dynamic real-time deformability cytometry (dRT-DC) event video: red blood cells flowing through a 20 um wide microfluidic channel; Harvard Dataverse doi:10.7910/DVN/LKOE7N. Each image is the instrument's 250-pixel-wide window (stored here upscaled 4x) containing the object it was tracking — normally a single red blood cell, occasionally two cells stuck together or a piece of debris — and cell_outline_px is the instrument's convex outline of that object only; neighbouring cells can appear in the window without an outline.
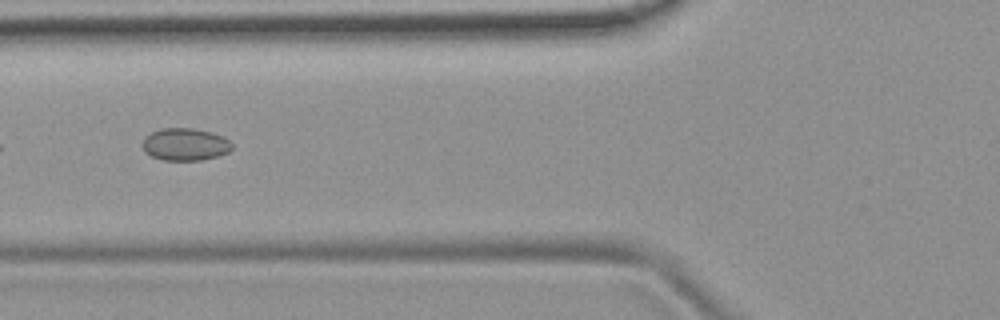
{"species": "common noctule bat (a hibernating species)", "species_latin": "Nyctalus noctula", "temperature_condition": "room temperature", "stored_images_in_passage": 8, "camera_frame_rate_fps": 3000, "um_per_image_px": 0.085, "animal": {"sex": "female", "body_mass_g": 19.9}, "frame": {"image": 1, "passage_image": 5, "time_ms": 1.333, "image_size_px": [1000, 320], "cell_outline_px": [[232, 148], [228, 152], [216, 156], [200, 160], [164, 160], [152, 156], [144, 152], [144, 136], [160, 128], [192, 128], [212, 132], [224, 136], [232, 144]], "centroid_in_image_um": [15.74, 12.26], "position_along_channel_um": 110.1, "area_um2": 16.82}}
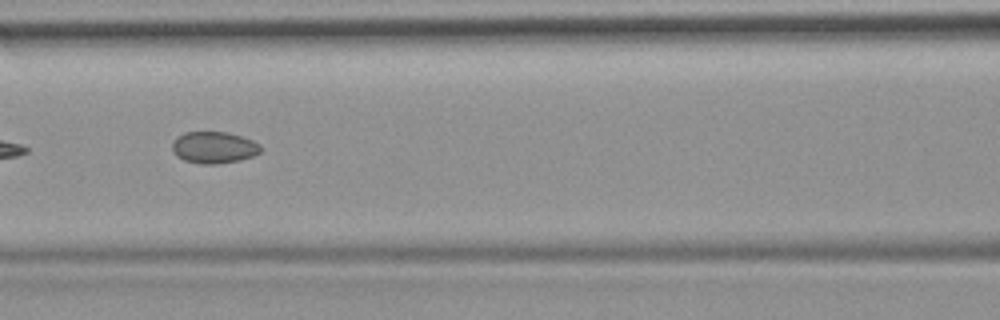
{"frame": {"image": 2, "passage_image": 6, "time_ms": 1.667, "image_size_px": [1000, 320], "cell_outline_px": [[260, 152], [252, 156], [240, 160], [216, 164], [204, 164], [184, 160], [176, 156], [172, 148], [172, 144], [176, 136], [184, 132], [228, 132], [252, 140], [260, 144]], "centroid_in_image_um": [18.16, 12.53], "position_along_channel_um": 148.4, "area_um2": 16.3}}